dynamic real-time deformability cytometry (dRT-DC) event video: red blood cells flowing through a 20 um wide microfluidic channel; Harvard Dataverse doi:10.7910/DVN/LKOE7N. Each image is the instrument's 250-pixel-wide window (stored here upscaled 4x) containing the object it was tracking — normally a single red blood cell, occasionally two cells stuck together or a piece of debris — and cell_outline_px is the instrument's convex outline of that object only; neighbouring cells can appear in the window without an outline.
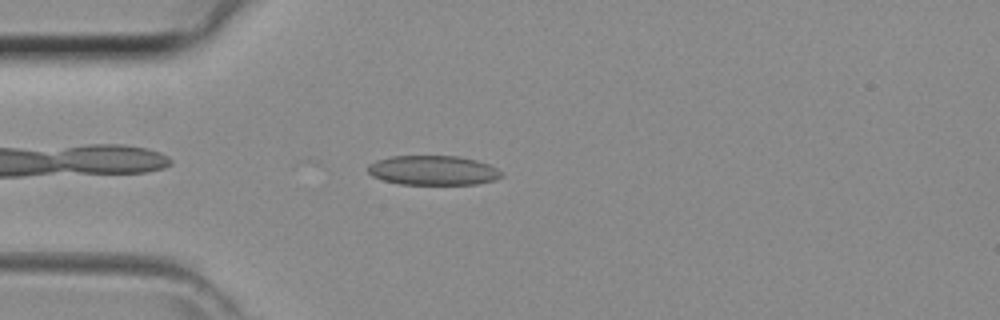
{"species": "common noctule bat (a hibernating species)", "species_latin": "Nyctalus noctula", "temperature_condition": "room temperature", "stored_images_in_passage": 4, "camera_frame_rate_fps": 3000, "um_per_image_px": 0.085, "animal": {"sex": "female", "body_mass_g": 29.2, "forearm_length_mm": 56.3}, "frame": {"image": 1, "passage_image": 4, "time_ms": 1.0, "image_size_px": [1000, 320], "cell_outline_px": [[504, 176], [492, 180], [476, 184], [400, 184], [384, 180], [372, 176], [368, 172], [368, 164], [376, 160], [392, 156], [460, 156], [476, 160], [488, 164], [496, 168]], "centroid_in_image_um": [36.79, 14.47], "position_along_channel_um": 48.2, "area_um2": 22.89}}